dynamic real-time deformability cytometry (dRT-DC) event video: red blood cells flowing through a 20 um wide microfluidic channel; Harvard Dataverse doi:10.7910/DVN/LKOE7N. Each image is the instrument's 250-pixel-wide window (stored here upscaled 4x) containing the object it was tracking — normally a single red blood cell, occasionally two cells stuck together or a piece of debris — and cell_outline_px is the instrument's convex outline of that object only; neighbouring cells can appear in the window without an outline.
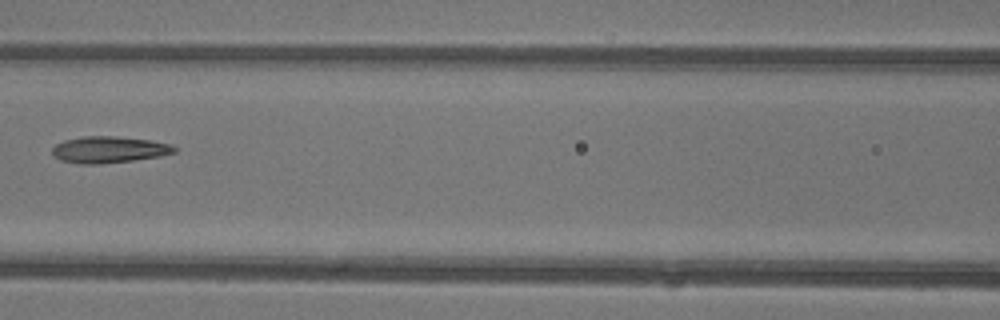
{"species": "common noctule bat (a hibernating species)", "species_latin": "Nyctalus noctula", "temperature_condition": "warm", "stored_images_in_passage": 5, "camera_frame_rate_fps": 3000, "um_per_image_px": 0.085, "animal": {"sex": "female"}, "frame": {"image": 1, "passage_image": 4, "time_ms": 1.0, "image_size_px": [1000, 320], "cell_outline_px": [[176, 152], [160, 156], [132, 160], [100, 164], [80, 164], [60, 160], [52, 152], [52, 148], [56, 144], [64, 140], [84, 136], [116, 136], [148, 140], [168, 144], [176, 148]], "centroid_in_image_um": [9.23, 12.72], "position_along_channel_um": 157.4, "area_um2": 18.67}}
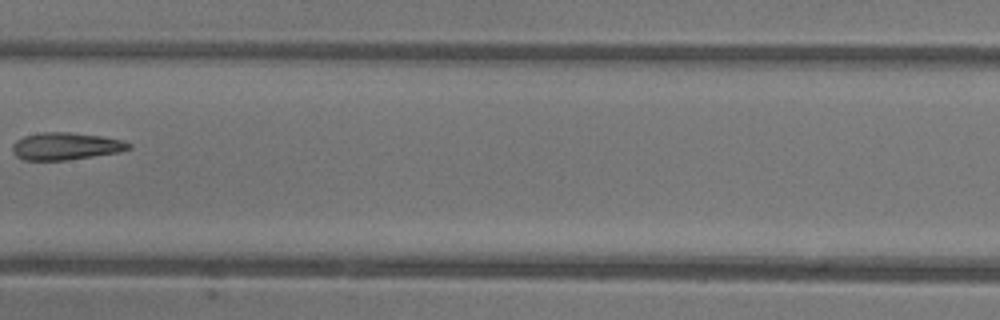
{"frame": {"image": 2, "passage_image": 5, "time_ms": 1.333, "image_size_px": [1000, 320], "cell_outline_px": [[132, 148], [120, 152], [68, 160], [24, 160], [16, 156], [12, 152], [12, 144], [16, 140], [24, 136], [40, 132], [68, 132], [104, 136], [124, 140], [132, 144]], "centroid_in_image_um": [5.61, 12.42], "position_along_channel_um": 201.8, "area_um2": 18.79}}